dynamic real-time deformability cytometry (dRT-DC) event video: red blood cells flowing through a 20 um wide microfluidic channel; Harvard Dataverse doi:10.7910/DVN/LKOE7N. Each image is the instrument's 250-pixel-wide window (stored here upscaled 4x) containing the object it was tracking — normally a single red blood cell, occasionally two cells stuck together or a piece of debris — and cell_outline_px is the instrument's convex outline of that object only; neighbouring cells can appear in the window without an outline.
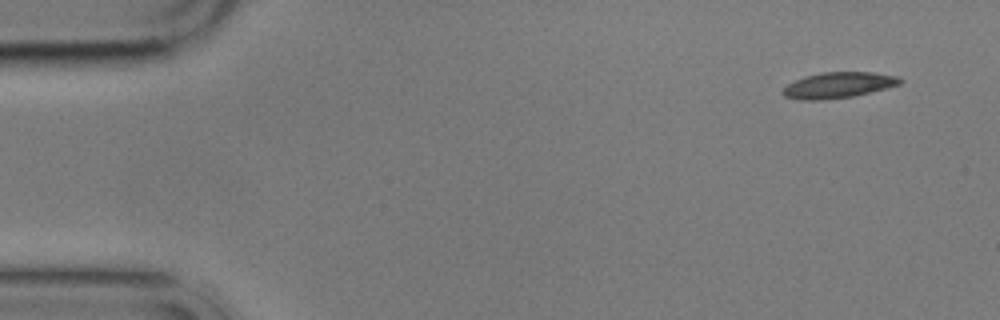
{"species": "common noctule bat (a hibernating species)", "species_latin": "Nyctalus noctula", "temperature_condition": "cold", "stored_images_in_passage": 4, "camera_frame_rate_fps": 3000, "um_per_image_px": 0.085, "animal": {"sex": "male", "body_mass_g": 17.9}, "frame": {"image": 1, "passage_image": 1, "time_ms": 0.0, "image_size_px": [1000, 320], "cell_outline_px": [[904, 80], [900, 84], [888, 88], [852, 96], [824, 100], [800, 100], [784, 96], [780, 92], [788, 84], [804, 76], [824, 72], [872, 72], [900, 76]], "centroid_in_image_um": [71.28, 7.23], "position_along_channel_um": 13.7, "area_um2": 17.74}}